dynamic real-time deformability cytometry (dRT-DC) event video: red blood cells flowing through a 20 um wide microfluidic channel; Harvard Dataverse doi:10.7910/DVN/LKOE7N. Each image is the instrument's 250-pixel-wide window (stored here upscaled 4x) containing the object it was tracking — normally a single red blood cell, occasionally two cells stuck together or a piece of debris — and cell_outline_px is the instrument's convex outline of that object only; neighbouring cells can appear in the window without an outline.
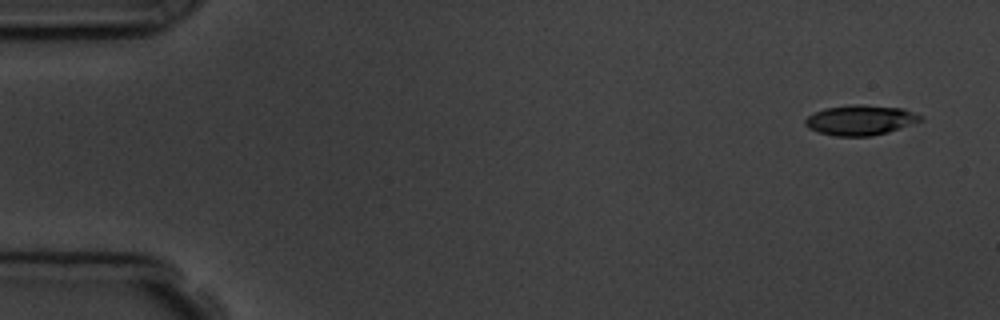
{"species": "common noctule bat (a hibernating species)", "species_latin": "Nyctalus noctula", "temperature_condition": "room temperature", "stored_images_in_passage": 4, "camera_frame_rate_fps": 3000, "um_per_image_px": 0.085, "animal": {"sex": "male", "body_mass_g": 19.5, "forearm_length_mm": 54.6}, "frame": {"image": 1, "passage_image": 1, "time_ms": 0.0, "image_size_px": [1000, 320], "cell_outline_px": [[924, 120], [888, 132], [872, 136], [836, 136], [820, 132], [808, 128], [804, 124], [804, 120], [808, 116], [824, 108], [852, 104], [860, 104], [904, 108], [924, 116]], "centroid_in_image_um": [73.17, 10.2], "position_along_channel_um": 11.8, "area_um2": 20.35}}